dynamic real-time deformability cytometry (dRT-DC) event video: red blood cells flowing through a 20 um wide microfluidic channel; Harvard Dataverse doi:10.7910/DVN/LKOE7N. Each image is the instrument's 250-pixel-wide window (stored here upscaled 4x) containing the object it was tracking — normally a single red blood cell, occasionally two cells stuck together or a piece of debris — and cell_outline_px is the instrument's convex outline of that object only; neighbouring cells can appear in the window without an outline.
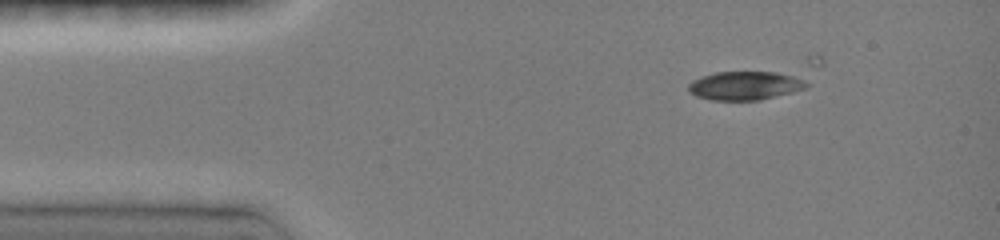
{"species": "common noctule bat (a hibernating species)", "species_latin": "Nyctalus noctula", "temperature_condition": "room temperature", "stored_images_in_passage": 5, "segment_of_instrument_passage": [2, 2], "camera_frame_rate_fps": 3000, "um_per_image_px": 0.085, "animal": {"sex": "female", "body_mass_g": 19.0, "forearm_length_mm": 51.5}, "frame": {"image": 1, "passage_image": 5, "time_ms": 5.0, "image_size_px": [1000, 240], "cell_outline_px": [[808, 88], [760, 100], [712, 100], [696, 96], [688, 92], [688, 84], [692, 80], [700, 76], [716, 72], [776, 72], [804, 76], [808, 84]], "centroid_in_image_um": [63.37, 7.26], "position_along_channel_um": 21.6, "area_um2": 20.11}}